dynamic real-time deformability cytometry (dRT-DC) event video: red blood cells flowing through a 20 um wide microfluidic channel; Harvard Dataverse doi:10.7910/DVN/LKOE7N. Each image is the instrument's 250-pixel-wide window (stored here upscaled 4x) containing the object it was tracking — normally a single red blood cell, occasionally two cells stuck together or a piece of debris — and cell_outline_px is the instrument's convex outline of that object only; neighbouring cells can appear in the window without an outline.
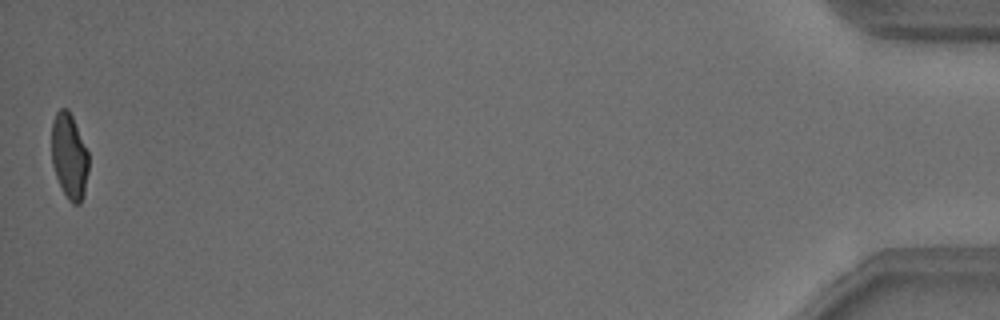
{"species": "common noctule bat (a hibernating species)", "species_latin": "Nyctalus noctula", "temperature_condition": "warm", "stored_images_in_passage": 42, "camera_frame_rate_fps": 3000, "um_per_image_px": 0.085, "animal": {"sex": "male", "body_mass_g": 18.8}, "frame": {"image": 1, "passage_image": 42, "time_ms": 13.667, "image_size_px": [1000, 320], "cell_outline_px": [[88, 172], [84, 192], [80, 204], [72, 204], [68, 200], [56, 176], [52, 164], [52, 120], [56, 112], [60, 108], [68, 108], [72, 116], [88, 152]], "centroid_in_image_um": [5.88, 13.26], "position_along_channel_um": 429.3, "area_um2": 18.32}, "authors_computed_cell_mechanics": {"area_um2": 19.8543, "velocity_mm_per_s": 3.8181, "shape_relaxation_time_tau1_ms": 3.071, "shape_relaxation_time_tau2_ms": 0.9381, "deformation_change_tau1": 0.1294, "deformation_change_tau2": 0.0588}}